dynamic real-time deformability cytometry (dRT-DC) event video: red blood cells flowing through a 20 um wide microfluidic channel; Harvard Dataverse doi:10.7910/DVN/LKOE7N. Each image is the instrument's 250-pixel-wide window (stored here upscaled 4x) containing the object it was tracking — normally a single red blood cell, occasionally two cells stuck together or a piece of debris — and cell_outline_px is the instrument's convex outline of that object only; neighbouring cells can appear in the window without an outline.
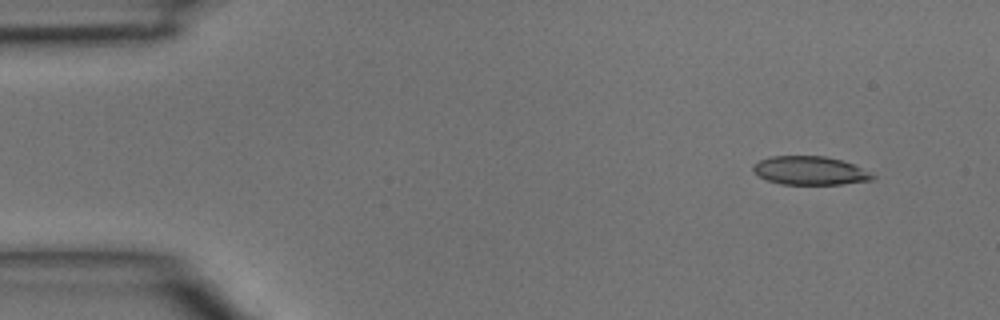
{"species": "common noctule bat (a hibernating species)", "species_latin": "Nyctalus noctula", "temperature_condition": "room temperature", "stored_images_in_passage": 3, "camera_frame_rate_fps": 3000, "um_per_image_px": 0.085, "animal": {"sex": "male", "body_mass_g": 15.6}, "frame": {"image": 1, "passage_image": 1, "time_ms": 0.0, "image_size_px": [1000, 320], "cell_outline_px": [[876, 176], [872, 180], [844, 184], [780, 184], [768, 180], [760, 176], [752, 168], [752, 164], [760, 160], [772, 156], [824, 156], [840, 160], [852, 164]], "centroid_in_image_um": [68.83, 14.5], "position_along_channel_um": 16.2, "area_um2": 19.59}}